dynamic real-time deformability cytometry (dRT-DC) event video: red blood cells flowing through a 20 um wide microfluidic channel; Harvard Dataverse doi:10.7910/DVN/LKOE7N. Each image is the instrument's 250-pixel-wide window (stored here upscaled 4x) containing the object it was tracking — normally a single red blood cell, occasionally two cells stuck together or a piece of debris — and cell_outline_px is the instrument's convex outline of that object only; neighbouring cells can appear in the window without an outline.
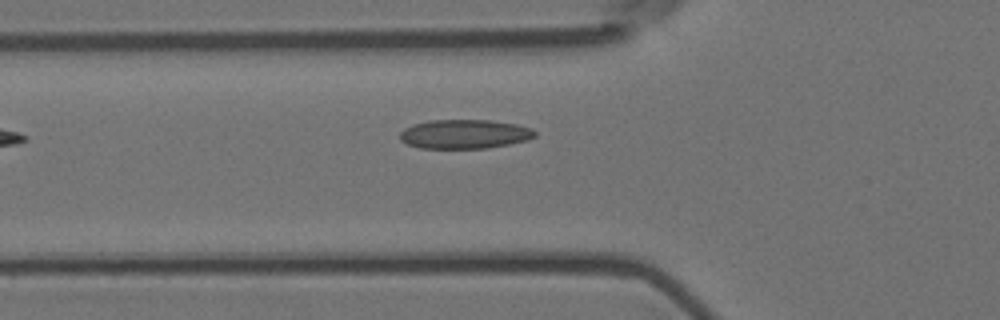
{"species": "Egyptian fruit bat (a non-hibernating species)", "species_latin": "Rousettus aegyptiacus", "temperature_condition": "room temperature", "stored_images_in_passage": 6, "camera_frame_rate_fps": 3000, "um_per_image_px": 0.085, "animal": {"sex": "female"}, "frame": {"image": 1, "passage_image": 6, "time_ms": 1.667, "image_size_px": [1000, 320], "cell_outline_px": [[536, 136], [528, 140], [488, 148], [420, 148], [408, 144], [400, 140], [400, 132], [404, 128], [412, 124], [428, 120], [492, 120], [516, 124], [532, 128], [536, 132]], "centroid_in_image_um": [39.49, 11.39], "position_along_channel_um": 86.3, "area_um2": 23.06}}